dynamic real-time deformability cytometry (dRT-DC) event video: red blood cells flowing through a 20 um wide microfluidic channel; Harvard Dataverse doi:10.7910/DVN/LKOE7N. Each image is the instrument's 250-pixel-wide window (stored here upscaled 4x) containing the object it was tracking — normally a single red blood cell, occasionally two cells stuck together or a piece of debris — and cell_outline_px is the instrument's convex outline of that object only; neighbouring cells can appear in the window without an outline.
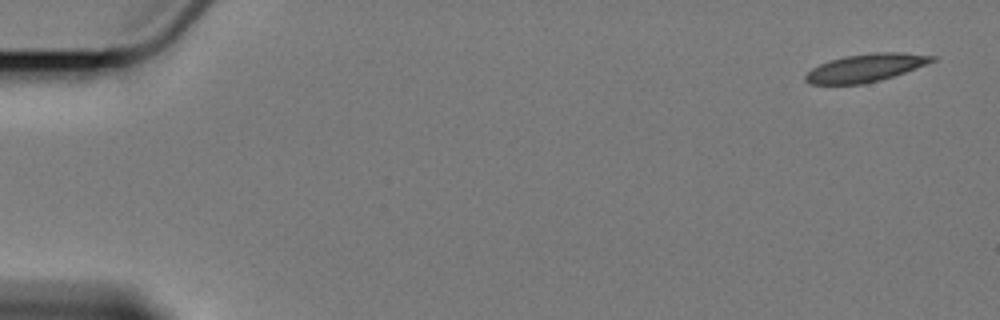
{"species": "Egyptian fruit bat (a non-hibernating species)", "species_latin": "Rousettus aegyptiacus", "temperature_condition": "cold", "stored_images_in_passage": 6, "camera_frame_rate_fps": 3000, "um_per_image_px": 0.085, "animal": {"sex": "female"}, "frame": {"image": 1, "passage_image": 1, "time_ms": 0.0, "image_size_px": [1000, 320], "cell_outline_px": [[940, 56], [936, 60], [916, 68], [880, 80], [860, 84], [808, 84], [804, 80], [804, 76], [812, 68], [820, 64], [844, 56], [872, 52], [904, 52]], "centroid_in_image_um": [73.6, 5.75], "position_along_channel_um": 11.4, "area_um2": 20.58}}